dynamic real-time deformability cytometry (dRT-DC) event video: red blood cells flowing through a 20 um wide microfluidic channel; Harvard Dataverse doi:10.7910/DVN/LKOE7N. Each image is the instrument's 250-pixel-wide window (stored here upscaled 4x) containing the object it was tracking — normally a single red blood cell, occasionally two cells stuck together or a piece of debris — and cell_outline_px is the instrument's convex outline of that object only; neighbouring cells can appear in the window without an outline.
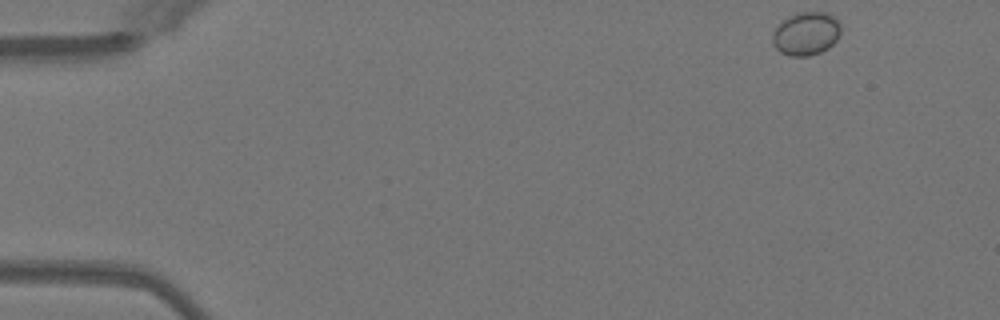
{"species": "Egyptian fruit bat (a non-hibernating species)", "species_latin": "Rousettus aegyptiacus", "temperature_condition": "warm", "stored_images_in_passage": 48, "camera_frame_rate_fps": 3000, "um_per_image_px": 0.085, "animal": {"sex": "female"}, "frame": {"image": 1, "passage_image": 1, "time_ms": 0.0, "image_size_px": [1000, 320], "cell_outline_px": [[840, 32], [836, 40], [828, 48], [820, 52], [808, 56], [788, 56], [780, 52], [772, 44], [772, 32], [784, 20], [796, 12], [824, 12], [832, 16], [840, 24]], "centroid_in_image_um": [68.49, 2.87], "position_along_channel_um": 16.5, "area_um2": 17.11}}
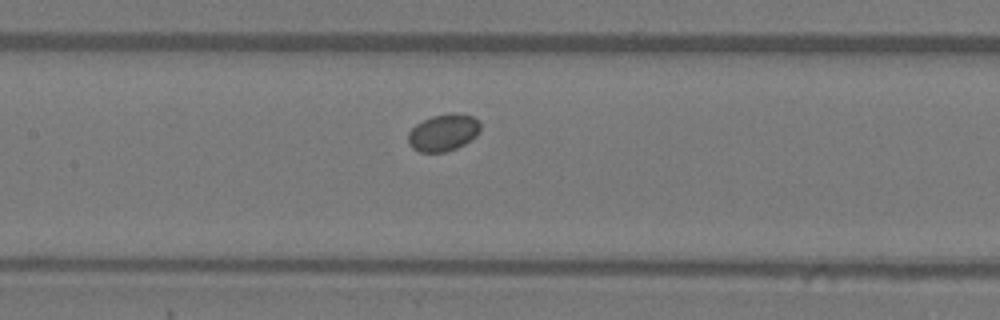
{"frame": {"image": 2, "passage_image": 21, "time_ms": 6.667, "image_size_px": [1000, 320], "cell_outline_px": [[480, 128], [476, 136], [464, 144], [456, 148], [444, 152], [420, 152], [412, 148], [408, 144], [408, 132], [416, 124], [432, 116], [452, 112], [456, 112], [472, 116], [480, 120]], "centroid_in_image_um": [37.68, 11.26], "position_along_channel_um": 169.7, "area_um2": 15.66}}
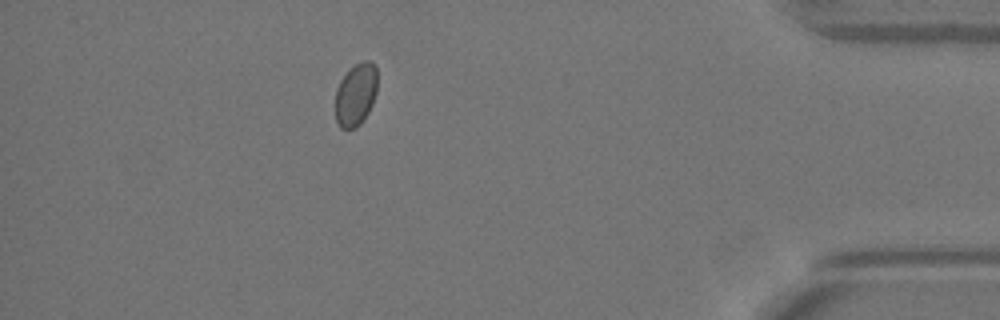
{"frame": {"image": 3, "passage_image": 42, "time_ms": 13.667, "image_size_px": [1000, 320], "cell_outline_px": [[376, 92], [372, 104], [368, 112], [360, 124], [356, 128], [340, 128], [336, 120], [336, 88], [340, 80], [356, 64], [364, 60], [368, 60], [376, 64]], "centroid_in_image_um": [30.24, 8.04], "position_along_channel_um": 405.0, "area_um2": 15.14}}